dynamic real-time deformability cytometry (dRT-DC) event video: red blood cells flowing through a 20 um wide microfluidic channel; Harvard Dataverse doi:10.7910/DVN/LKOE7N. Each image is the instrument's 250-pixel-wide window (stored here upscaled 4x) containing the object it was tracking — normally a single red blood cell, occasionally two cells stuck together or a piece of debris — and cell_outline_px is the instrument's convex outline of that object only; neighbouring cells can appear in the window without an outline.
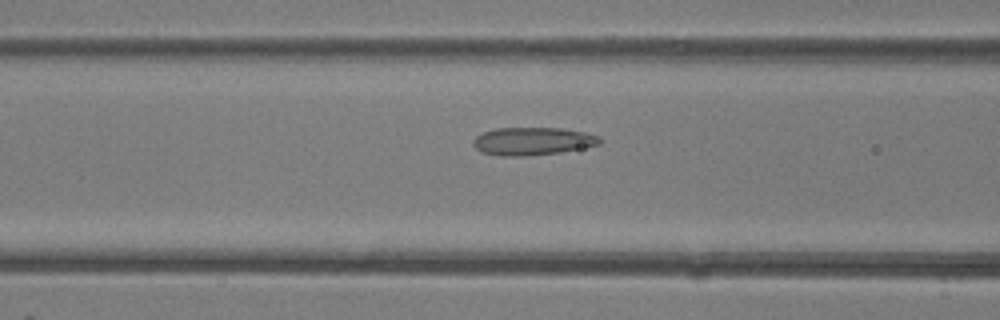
{"species": "common noctule bat (a hibernating species)", "species_latin": "Nyctalus noctula", "temperature_condition": "room temperature", "stored_images_in_passage": 30, "camera_frame_rate_fps": 3000, "um_per_image_px": 0.085, "animal": {"sex": "female"}, "frame": {"image": 1, "passage_image": 10, "time_ms": 3.0, "image_size_px": [1000, 320], "cell_outline_px": [[604, 140], [600, 144], [560, 152], [524, 156], [500, 156], [480, 152], [472, 144], [472, 140], [476, 136], [484, 132], [496, 128], [560, 128], [584, 132], [600, 136]], "centroid_in_image_um": [45.26, 12.0], "position_along_channel_um": 121.3, "area_um2": 20.58}}
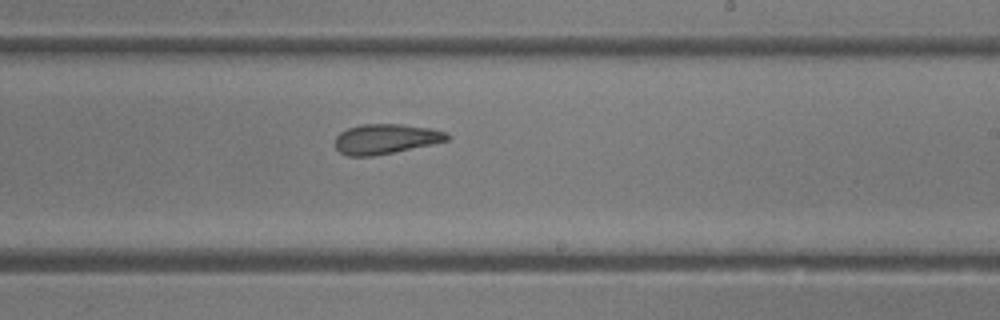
{"frame": {"image": 2, "passage_image": 18, "time_ms": 5.667, "image_size_px": [1000, 320], "cell_outline_px": [[452, 136], [448, 140], [432, 144], [372, 156], [348, 156], [340, 152], [336, 148], [336, 136], [340, 132], [348, 128], [360, 124], [400, 124], [432, 128], [444, 132]], "centroid_in_image_um": [32.78, 11.8], "position_along_channel_um": 256.2, "area_um2": 19.42}}
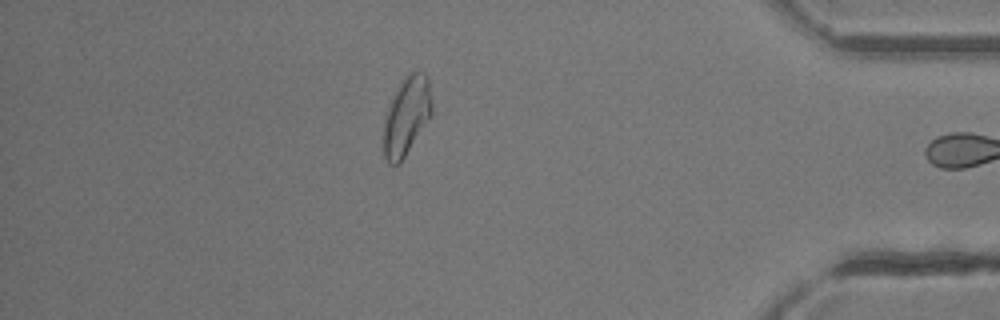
{"frame": {"image": 3, "passage_image": 29, "time_ms": 9.333, "image_size_px": [1000, 320], "cell_outline_px": [[432, 116], [400, 164], [388, 164], [384, 156], [384, 120], [388, 104], [400, 80], [408, 72], [424, 72], [428, 76], [432, 104]], "centroid_in_image_um": [34.56, 9.84], "position_along_channel_um": 400.6, "area_um2": 22.54}}